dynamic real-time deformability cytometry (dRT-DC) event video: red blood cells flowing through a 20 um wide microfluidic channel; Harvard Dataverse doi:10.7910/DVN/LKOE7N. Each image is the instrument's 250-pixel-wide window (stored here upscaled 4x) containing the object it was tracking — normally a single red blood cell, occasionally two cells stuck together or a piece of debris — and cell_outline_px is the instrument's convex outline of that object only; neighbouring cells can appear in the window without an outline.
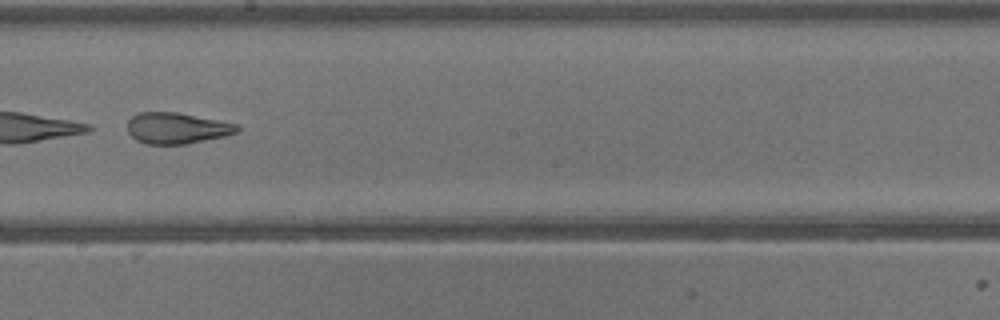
{"species": "common noctule bat (a hibernating species)", "species_latin": "Nyctalus noctula", "temperature_condition": "warm", "stored_images_in_passage": 40, "camera_frame_rate_fps": 3000, "um_per_image_px": 0.085, "animal": {"sex": "male", "body_mass_g": 13.3}, "frame": {"image": 1, "passage_image": 23, "time_ms": 7.333, "image_size_px": [1000, 320], "cell_outline_px": [[240, 128], [236, 132], [224, 136], [184, 144], [148, 144], [136, 140], [128, 132], [128, 120], [132, 116], [140, 112], [176, 112], [240, 124]], "centroid_in_image_um": [15.03, 10.88], "position_along_channel_um": 233.2, "area_um2": 19.77}}